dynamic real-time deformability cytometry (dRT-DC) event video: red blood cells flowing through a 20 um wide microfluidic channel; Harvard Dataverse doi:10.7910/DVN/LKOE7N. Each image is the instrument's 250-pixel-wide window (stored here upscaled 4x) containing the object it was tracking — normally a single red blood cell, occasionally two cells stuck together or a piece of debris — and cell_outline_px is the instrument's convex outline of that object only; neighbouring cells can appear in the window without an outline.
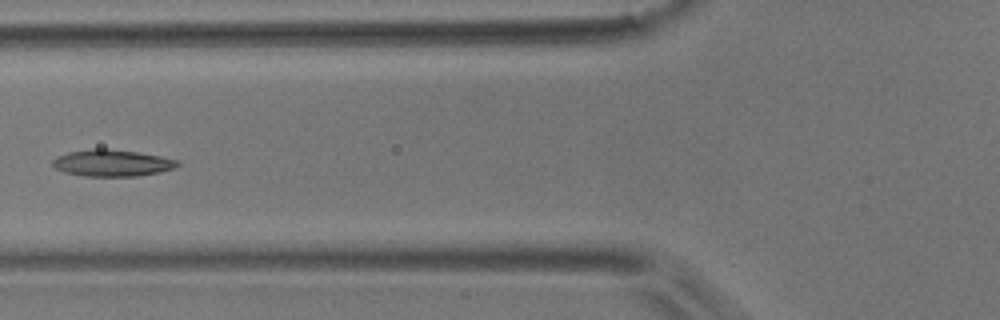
{"species": "common noctule bat (a hibernating species)", "species_latin": "Nyctalus noctula", "temperature_condition": "room temperature", "stored_images_in_passage": 9, "camera_frame_rate_fps": 3000, "um_per_image_px": 0.085, "animal": {"sex": "male", "body_mass_g": 17.9}, "frame": {"image": 1, "passage_image": 6, "time_ms": 6.667, "image_size_px": [1000, 320], "cell_outline_px": [[180, 164], [176, 168], [160, 172], [136, 176], [84, 176], [64, 172], [56, 168], [52, 164], [52, 160], [56, 156], [68, 152], [92, 148], [104, 148], [136, 152], [160, 156], [180, 160]], "centroid_in_image_um": [9.54, 13.85], "position_along_channel_um": 116.3, "area_um2": 19.54}}
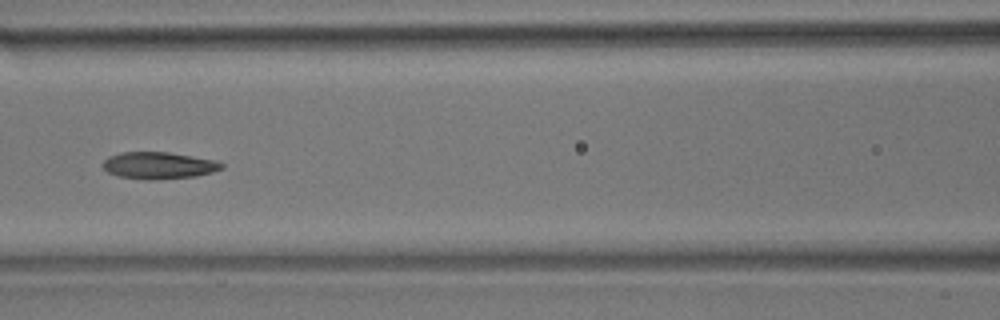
{"frame": {"image": 2, "passage_image": 7, "time_ms": 7.667, "image_size_px": [1000, 320], "cell_outline_px": [[224, 168], [212, 172], [196, 176], [152, 180], [144, 180], [116, 176], [108, 172], [100, 164], [108, 156], [120, 152], [168, 152], [216, 160], [224, 164]], "centroid_in_image_um": [13.46, 14.06], "position_along_channel_um": 153.1, "area_um2": 18.84}}
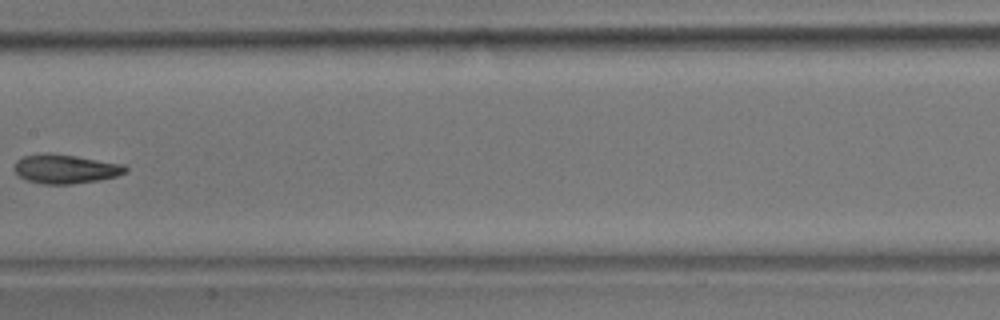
{"frame": {"image": 3, "passage_image": 8, "time_ms": 9.0, "image_size_px": [1000, 320], "cell_outline_px": [[128, 172], [116, 176], [100, 180], [72, 184], [44, 184], [24, 180], [12, 168], [16, 160], [24, 156], [44, 152], [52, 152], [124, 164], [128, 168]], "centroid_in_image_um": [5.55, 14.35], "position_along_channel_um": 201.9, "area_um2": 19.19}}